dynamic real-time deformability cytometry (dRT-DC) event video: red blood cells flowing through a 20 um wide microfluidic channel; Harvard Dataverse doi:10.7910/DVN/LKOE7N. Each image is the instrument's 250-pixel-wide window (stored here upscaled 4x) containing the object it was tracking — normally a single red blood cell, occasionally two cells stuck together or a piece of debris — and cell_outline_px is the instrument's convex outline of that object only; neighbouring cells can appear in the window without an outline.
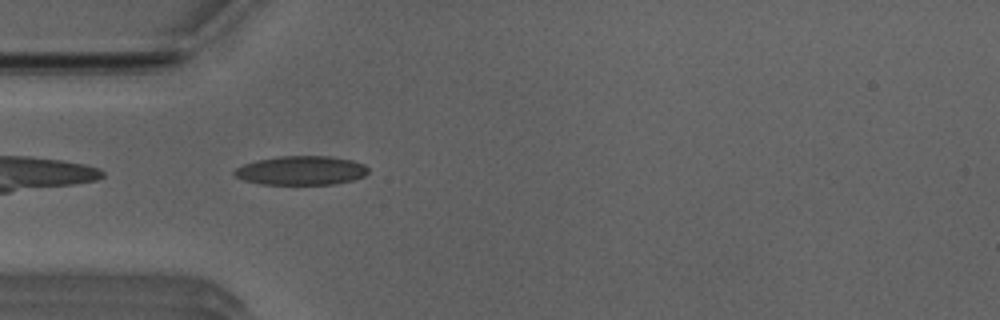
{"species": "Egyptian fruit bat (a non-hibernating species)", "species_latin": "Rousettus aegyptiacus", "temperature_condition": "room temperature", "stored_images_in_passage": 38, "camera_frame_rate_fps": 3000, "um_per_image_px": 0.085, "animal": {"sex": "male"}, "frame": {"image": 1, "passage_image": 2, "time_ms": 0.333, "image_size_px": [1000, 320], "cell_outline_px": [[368, 172], [364, 176], [352, 180], [336, 184], [260, 184], [244, 180], [236, 176], [232, 172], [236, 168], [244, 164], [260, 160], [280, 156], [328, 156], [352, 160], [364, 164], [368, 168]], "centroid_in_image_um": [25.62, 14.49], "position_along_channel_um": 59.4, "area_um2": 22.48}}
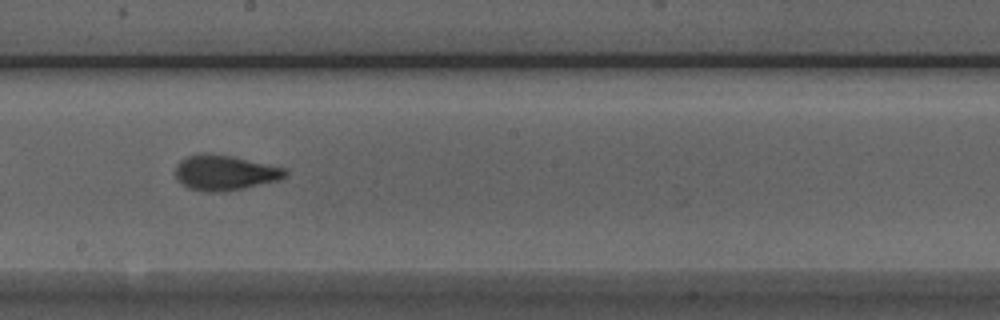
{"frame": {"image": 2, "passage_image": 15, "time_ms": 4.667, "image_size_px": [1000, 320], "cell_outline_px": [[288, 176], [280, 180], [244, 188], [216, 192], [208, 192], [188, 188], [176, 176], [176, 164], [180, 160], [196, 152], [212, 152], [232, 156], [288, 168]], "centroid_in_image_um": [19.15, 14.65], "position_along_channel_um": 229.1, "area_um2": 22.83}}
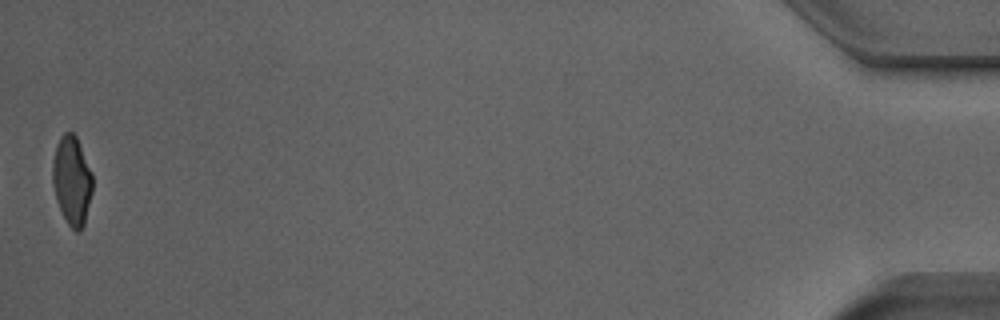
{"frame": {"image": 3, "passage_image": 38, "time_ms": 12.333, "image_size_px": [1000, 320], "cell_outline_px": [[92, 192], [84, 224], [80, 232], [76, 232], [68, 224], [56, 200], [52, 184], [52, 164], [56, 144], [60, 136], [64, 132], [72, 132], [76, 136], [92, 172]], "centroid_in_image_um": [6.1, 15.33], "position_along_channel_um": 429.1, "area_um2": 20.75}, "authors_computed_cell_mechanics": {"area_um2": 21.6172, "velocity_mm_per_s": 3.952, "shape_relaxation_time_tau1_ms": 3.8008, "shape_relaxation_time_tau2_ms": 0.8931, "deformation_change_tau1": 0.1634, "deformation_change_tau2": 0.0674}}